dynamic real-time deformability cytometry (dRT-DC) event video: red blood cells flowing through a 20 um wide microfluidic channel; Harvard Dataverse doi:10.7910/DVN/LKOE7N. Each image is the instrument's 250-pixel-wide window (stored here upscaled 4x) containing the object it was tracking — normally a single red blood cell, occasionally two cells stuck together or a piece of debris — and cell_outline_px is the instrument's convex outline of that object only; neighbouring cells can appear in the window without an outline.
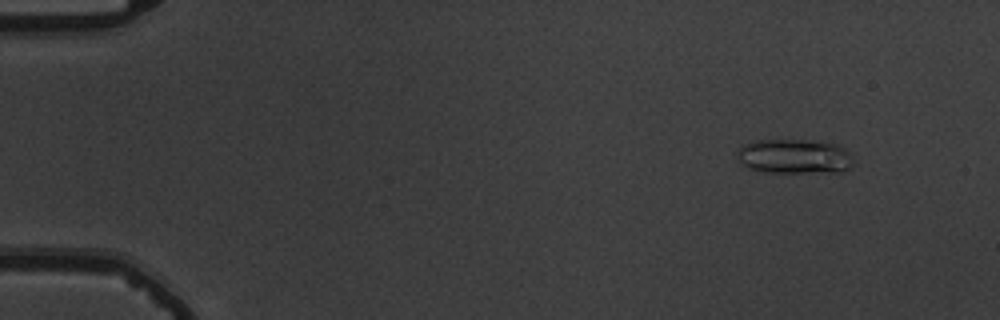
{"species": "common noctule bat (a hibernating species)", "species_latin": "Nyctalus noctula", "temperature_condition": "warm", "stored_images_in_passage": 55, "camera_frame_rate_fps": 3000, "um_per_image_px": 0.085, "animal": {"sex": "male", "body_mass_g": 19.5, "forearm_length_mm": 54.6}, "frame": {"image": 1, "passage_image": 6, "time_ms": 1.667, "image_size_px": [1000, 320], "cell_outline_px": [[852, 164], [848, 168], [840, 172], [764, 172], [748, 168], [740, 164], [736, 156], [736, 152], [744, 144], [756, 140], [808, 140], [840, 144], [848, 152]], "centroid_in_image_um": [67.47, 13.29], "position_along_channel_um": 17.5, "area_um2": 23.52}}
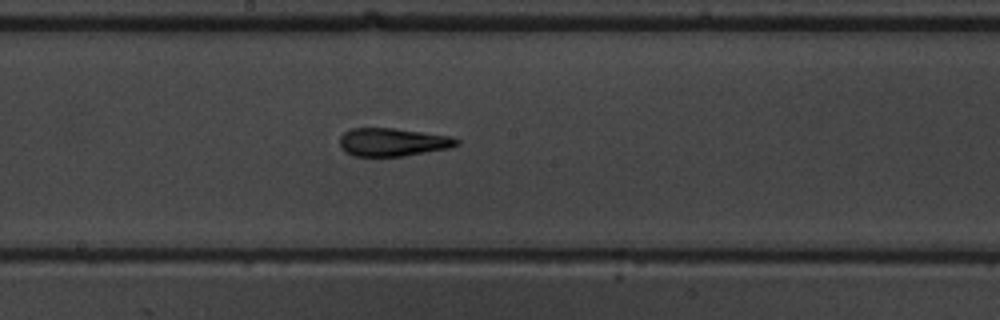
{"frame": {"image": 2, "passage_image": 31, "time_ms": 10.0, "image_size_px": [1000, 320], "cell_outline_px": [[460, 144], [452, 148], [404, 156], [352, 156], [344, 152], [340, 148], [340, 136], [344, 132], [352, 128], [396, 128], [448, 136], [460, 140]], "centroid_in_image_um": [33.37, 12.09], "position_along_channel_um": 214.8, "area_um2": 19.36}}
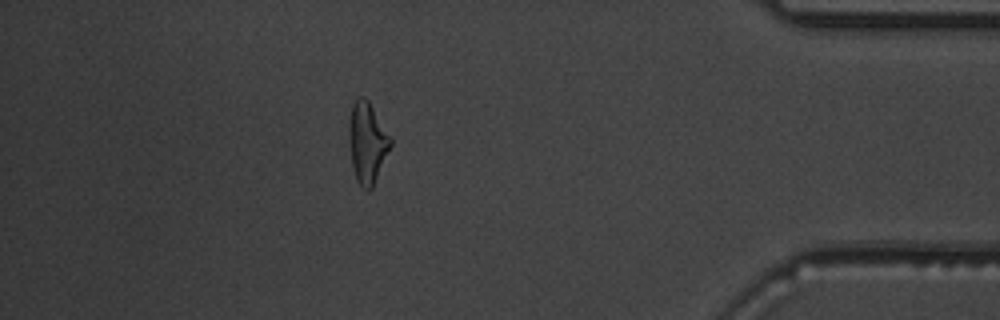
{"frame": {"image": 3, "passage_image": 49, "time_ms": 16.0, "image_size_px": [1000, 320], "cell_outline_px": [[392, 144], [372, 188], [368, 192], [356, 180], [352, 164], [348, 140], [348, 124], [352, 104], [356, 96], [364, 96], [368, 100], [392, 140]], "centroid_in_image_um": [31.19, 12.1], "position_along_channel_um": 404.0, "area_um2": 19.59}, "authors_computed_cell_mechanics": {"area_um2": 19.5942, "velocity_mm_per_s": 3.779, "shape_relaxation_time_tau1_ms": null, "shape_relaxation_time_tau2_ms": 3.2903, "deformation_change_tau1": null, "deformation_change_tau2": 0.1539}}